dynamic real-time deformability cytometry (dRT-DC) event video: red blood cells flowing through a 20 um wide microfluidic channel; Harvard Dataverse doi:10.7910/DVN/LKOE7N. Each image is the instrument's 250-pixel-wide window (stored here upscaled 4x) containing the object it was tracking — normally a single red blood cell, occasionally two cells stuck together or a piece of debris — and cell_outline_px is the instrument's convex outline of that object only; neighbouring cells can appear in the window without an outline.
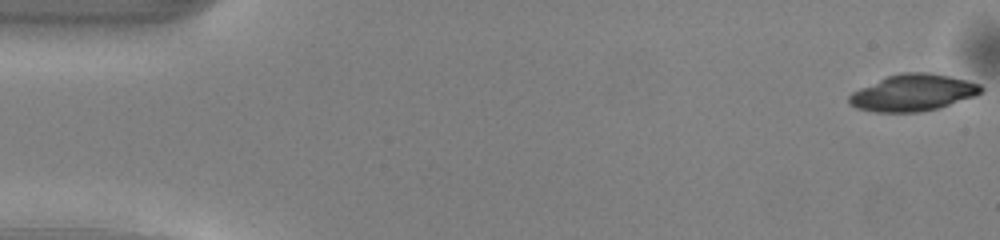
{"species": "common noctule bat (a hibernating species)", "species_latin": "Nyctalus noctula", "temperature_condition": "warm", "stored_images_in_passage": 49, "camera_frame_rate_fps": 3000, "um_per_image_px": 0.085, "animal": {"sex": "male", "body_mass_g": 13.0, "forearm_length_mm": 53.1}, "frame": {"image": 1, "passage_image": 1, "time_ms": 0.0, "image_size_px": [1000, 240], "cell_outline_px": [[984, 88], [976, 96], [936, 108], [920, 112], [876, 112], [856, 108], [848, 104], [848, 96], [852, 92], [860, 88], [888, 76], [900, 72], [928, 72], [948, 76], [980, 84]], "centroid_in_image_um": [77.57, 7.88], "position_along_channel_um": 7.4, "area_um2": 27.98}}
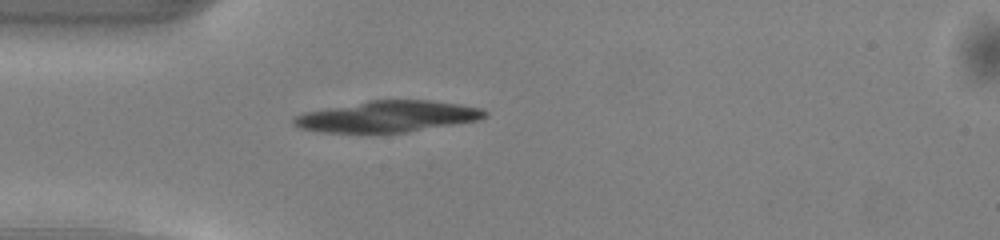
{"frame": {"image": 2, "passage_image": 14, "time_ms": 4.333, "image_size_px": [1000, 240], "cell_outline_px": [[488, 116], [480, 120], [404, 132], [324, 132], [300, 128], [292, 124], [292, 116], [304, 112], [368, 100], [428, 100], [460, 104], [480, 108], [488, 112]], "centroid_in_image_um": [32.93, 9.89], "position_along_channel_um": 52.1, "area_um2": 34.62}}